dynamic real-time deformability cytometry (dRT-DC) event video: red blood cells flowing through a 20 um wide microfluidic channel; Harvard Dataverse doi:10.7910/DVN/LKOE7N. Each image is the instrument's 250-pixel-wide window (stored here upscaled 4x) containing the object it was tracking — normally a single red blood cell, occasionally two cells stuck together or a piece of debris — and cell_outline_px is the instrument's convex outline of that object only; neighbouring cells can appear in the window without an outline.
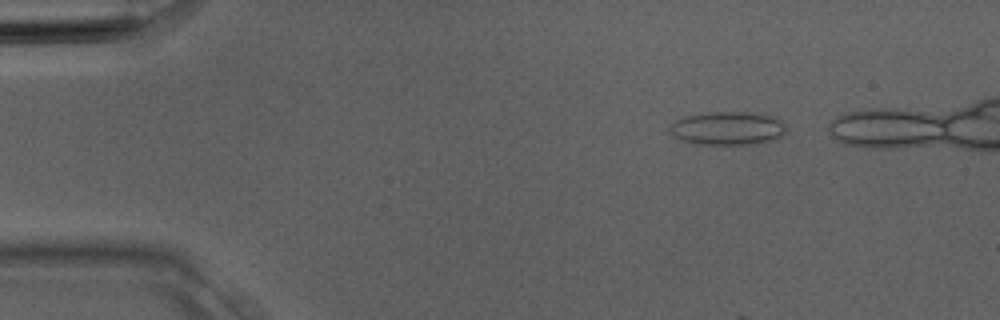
{"species": "Egyptian fruit bat (a non-hibernating species)", "species_latin": "Rousettus aegyptiacus", "temperature_condition": "room temperature", "stored_images_in_passage": 5, "camera_frame_rate_fps": 3000, "um_per_image_px": 0.085, "animal": {"sex": "male"}, "frame": {"image": 1, "passage_image": 1, "time_ms": 0.0, "image_size_px": [1000, 320], "cell_outline_px": [[788, 128], [780, 136], [772, 140], [756, 144], [696, 144], [672, 136], [668, 132], [668, 128], [676, 120], [684, 116], [708, 112], [744, 112], [772, 116], [780, 120]], "centroid_in_image_um": [61.82, 10.9], "position_along_channel_um": 23.2, "area_um2": 22.66}}